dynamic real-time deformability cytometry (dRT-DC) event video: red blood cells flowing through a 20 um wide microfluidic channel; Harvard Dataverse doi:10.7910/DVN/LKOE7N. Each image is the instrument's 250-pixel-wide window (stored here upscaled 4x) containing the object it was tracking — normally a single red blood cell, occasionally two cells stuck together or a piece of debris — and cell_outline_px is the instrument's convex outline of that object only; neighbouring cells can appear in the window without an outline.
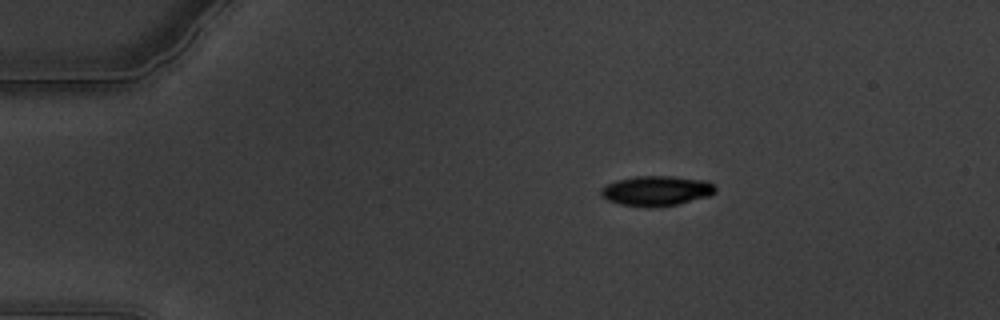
{"species": "common noctule bat (a hibernating species)", "species_latin": "Nyctalus noctula", "temperature_condition": "warm", "stored_images_in_passage": 57, "camera_frame_rate_fps": 3000, "um_per_image_px": 0.085, "animal": {"sex": "male", "body_mass_g": 19.5, "forearm_length_mm": 54.6}, "frame": {"image": 1, "passage_image": 7, "time_ms": 2.0, "image_size_px": [1000, 320], "cell_outline_px": [[716, 192], [708, 196], [676, 204], [652, 208], [648, 208], [620, 204], [608, 200], [600, 196], [600, 188], [616, 180], [636, 176], [672, 176], [708, 180], [716, 188]], "centroid_in_image_um": [55.78, 16.22], "position_along_channel_um": 29.2, "area_um2": 20.11}}
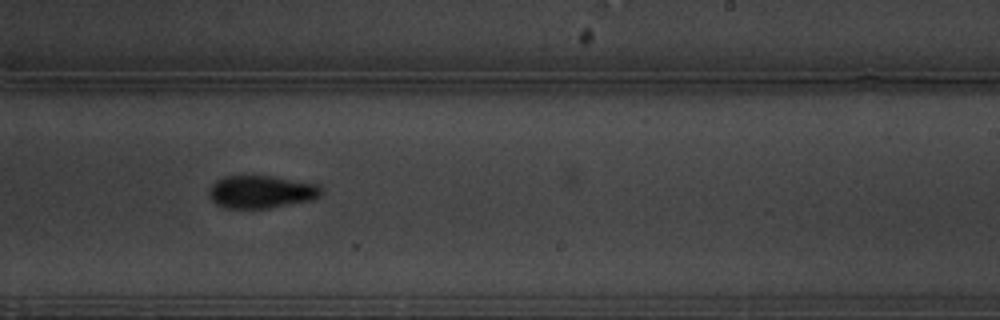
{"frame": {"image": 2, "passage_image": 34, "time_ms": 11.0, "image_size_px": [1000, 320], "cell_outline_px": [[324, 192], [320, 196], [312, 200], [268, 208], [224, 208], [216, 204], [208, 196], [208, 192], [212, 184], [216, 180], [224, 176], [272, 176], [320, 184], [324, 188]], "centroid_in_image_um": [22.23, 16.3], "position_along_channel_um": 266.8, "area_um2": 21.68}}
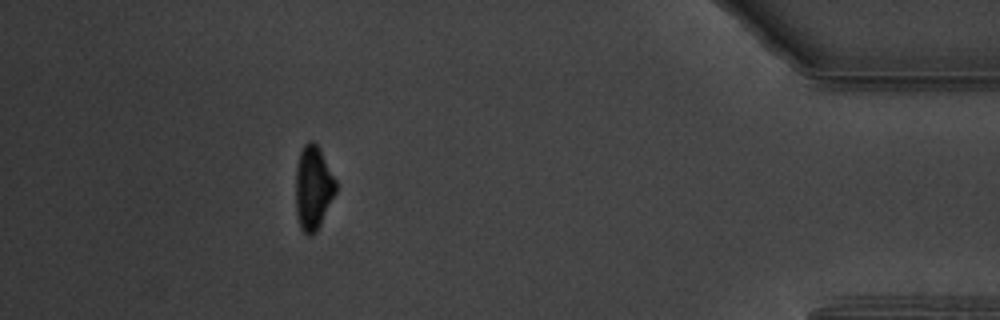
{"frame": {"image": 3, "passage_image": 51, "time_ms": 16.667, "image_size_px": [1000, 320], "cell_outline_px": [[336, 192], [316, 232], [308, 236], [300, 228], [296, 216], [296, 168], [300, 152], [304, 144], [308, 140], [312, 140], [320, 148], [336, 180]], "centroid_in_image_um": [26.61, 15.95], "position_along_channel_um": 408.6, "area_um2": 19.65}, "authors_computed_cell_mechanics": {"area_um2": 20.7502, "velocity_mm_per_s": 3.3486, "shape_relaxation_time_tau1_ms": 3.5748, "shape_relaxation_time_tau2_ms": 5.0338, "deformation_change_tau1": 0.1426, "deformation_change_tau2": 0.0993}}